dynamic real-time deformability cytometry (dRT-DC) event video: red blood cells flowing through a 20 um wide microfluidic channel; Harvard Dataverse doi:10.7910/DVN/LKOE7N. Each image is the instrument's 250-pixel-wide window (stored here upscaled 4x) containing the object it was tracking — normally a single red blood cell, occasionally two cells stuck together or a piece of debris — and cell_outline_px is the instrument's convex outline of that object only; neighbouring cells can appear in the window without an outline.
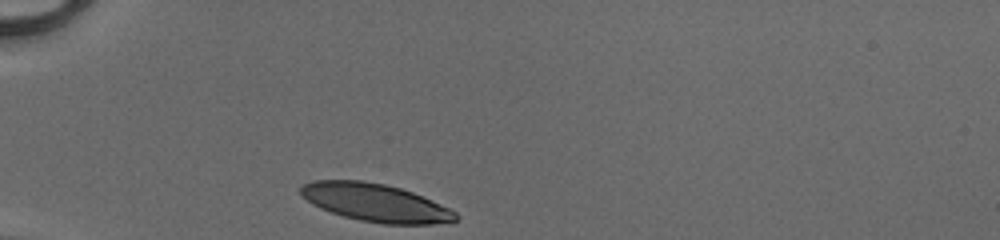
{"species": "human", "species_latin": "Homo sapiens", "temperature_condition": "cold", "stored_images_in_passage": 28, "camera_frame_rate_fps": 3000, "um_per_image_px": 0.085, "donor": {"sex": "male"}, "frame": {"image": 1, "passage_image": 1, "time_ms": 0.0, "image_size_px": [1000, 240], "cell_outline_px": [[460, 216], [456, 220], [432, 224], [384, 224], [360, 220], [344, 216], [320, 208], [312, 204], [300, 196], [300, 188], [304, 184], [312, 180], [364, 180], [384, 184], [400, 188], [412, 192], [448, 208], [456, 212]], "centroid_in_image_um": [31.87, 17.22], "position_along_channel_um": 53.1, "area_um2": 34.04}}
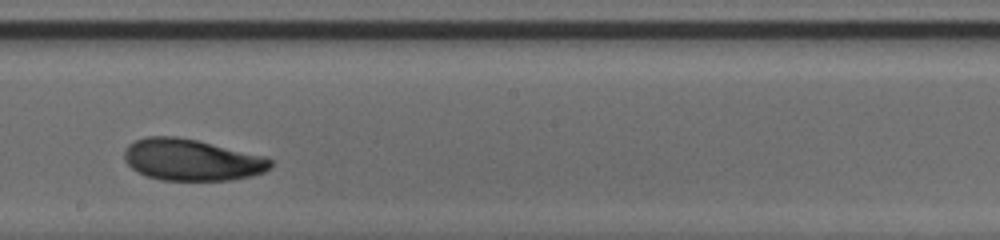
{"frame": {"image": 2, "passage_image": 16, "time_ms": 5.0, "image_size_px": [1000, 240], "cell_outline_px": [[272, 168], [264, 172], [252, 176], [232, 180], [160, 180], [148, 176], [132, 168], [124, 160], [124, 148], [128, 144], [144, 136], [176, 136], [196, 140], [268, 156], [272, 160]], "centroid_in_image_um": [16.32, 13.58], "position_along_channel_um": 231.9, "area_um2": 35.72}}
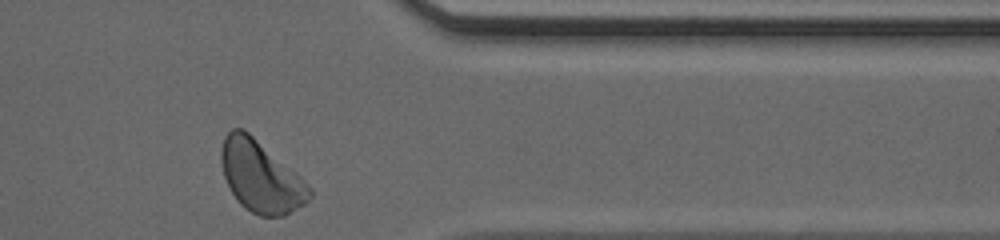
{"frame": {"image": 3, "passage_image": 28, "time_ms": 9.0, "image_size_px": [1000, 240], "cell_outline_px": [[312, 196], [304, 204], [284, 216], [260, 216], [244, 208], [236, 200], [224, 176], [220, 160], [220, 148], [224, 136], [232, 128], [244, 128], [296, 172], [312, 188]], "centroid_in_image_um": [22.15, 15.0], "position_along_channel_um": 389.2, "area_um2": 36.82}, "authors_computed_cell_mechanics": {"area_um2": 35.5181, "velocity_mm_per_s": 4.1029, "shape_relaxation_time_tau1_ms": 2.9896, "shape_relaxation_time_tau2_ms": 3.015, "deformation_change_tau1": 0.1203, "deformation_change_tau2": 0.0792}}